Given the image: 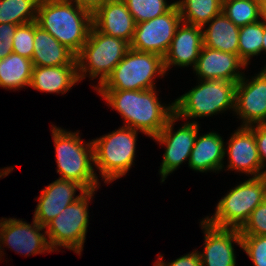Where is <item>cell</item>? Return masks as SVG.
<instances>
[{"label":"cell","mask_w":266,"mask_h":266,"mask_svg":"<svg viewBox=\"0 0 266 266\" xmlns=\"http://www.w3.org/2000/svg\"><path fill=\"white\" fill-rule=\"evenodd\" d=\"M227 144L228 147L224 149L229 160L227 170H236L251 177L262 176L254 132L249 127H238Z\"/></svg>","instance_id":"cell-16"},{"label":"cell","mask_w":266,"mask_h":266,"mask_svg":"<svg viewBox=\"0 0 266 266\" xmlns=\"http://www.w3.org/2000/svg\"><path fill=\"white\" fill-rule=\"evenodd\" d=\"M264 37V20L250 23L240 27L238 41V55L240 59L249 65L254 56L262 52V41Z\"/></svg>","instance_id":"cell-28"},{"label":"cell","mask_w":266,"mask_h":266,"mask_svg":"<svg viewBox=\"0 0 266 266\" xmlns=\"http://www.w3.org/2000/svg\"><path fill=\"white\" fill-rule=\"evenodd\" d=\"M33 67L32 60L12 52L0 60V87L9 90L28 87Z\"/></svg>","instance_id":"cell-24"},{"label":"cell","mask_w":266,"mask_h":266,"mask_svg":"<svg viewBox=\"0 0 266 266\" xmlns=\"http://www.w3.org/2000/svg\"><path fill=\"white\" fill-rule=\"evenodd\" d=\"M79 195H75L76 191ZM87 190L77 182L58 178L46 186L39 196L33 219L45 227L66 206L78 200Z\"/></svg>","instance_id":"cell-15"},{"label":"cell","mask_w":266,"mask_h":266,"mask_svg":"<svg viewBox=\"0 0 266 266\" xmlns=\"http://www.w3.org/2000/svg\"><path fill=\"white\" fill-rule=\"evenodd\" d=\"M262 19L266 22V0L262 2Z\"/></svg>","instance_id":"cell-38"},{"label":"cell","mask_w":266,"mask_h":266,"mask_svg":"<svg viewBox=\"0 0 266 266\" xmlns=\"http://www.w3.org/2000/svg\"><path fill=\"white\" fill-rule=\"evenodd\" d=\"M234 113L242 119V127L266 124V75L261 71L237 82Z\"/></svg>","instance_id":"cell-13"},{"label":"cell","mask_w":266,"mask_h":266,"mask_svg":"<svg viewBox=\"0 0 266 266\" xmlns=\"http://www.w3.org/2000/svg\"><path fill=\"white\" fill-rule=\"evenodd\" d=\"M78 82L77 65L34 66L29 86L41 92L65 94Z\"/></svg>","instance_id":"cell-22"},{"label":"cell","mask_w":266,"mask_h":266,"mask_svg":"<svg viewBox=\"0 0 266 266\" xmlns=\"http://www.w3.org/2000/svg\"><path fill=\"white\" fill-rule=\"evenodd\" d=\"M136 24L146 22L168 12L175 4L167 0H123Z\"/></svg>","instance_id":"cell-29"},{"label":"cell","mask_w":266,"mask_h":266,"mask_svg":"<svg viewBox=\"0 0 266 266\" xmlns=\"http://www.w3.org/2000/svg\"><path fill=\"white\" fill-rule=\"evenodd\" d=\"M163 256L159 255L154 266H202V262L198 251L195 249L193 252L177 258L169 263L163 262Z\"/></svg>","instance_id":"cell-35"},{"label":"cell","mask_w":266,"mask_h":266,"mask_svg":"<svg viewBox=\"0 0 266 266\" xmlns=\"http://www.w3.org/2000/svg\"><path fill=\"white\" fill-rule=\"evenodd\" d=\"M261 72L266 75V65L264 66L263 69H261Z\"/></svg>","instance_id":"cell-40"},{"label":"cell","mask_w":266,"mask_h":266,"mask_svg":"<svg viewBox=\"0 0 266 266\" xmlns=\"http://www.w3.org/2000/svg\"><path fill=\"white\" fill-rule=\"evenodd\" d=\"M203 28L181 22L171 42L167 54L163 57L167 72L171 66L195 67L203 47Z\"/></svg>","instance_id":"cell-18"},{"label":"cell","mask_w":266,"mask_h":266,"mask_svg":"<svg viewBox=\"0 0 266 266\" xmlns=\"http://www.w3.org/2000/svg\"><path fill=\"white\" fill-rule=\"evenodd\" d=\"M245 67L239 55L203 46L193 71L199 80L224 79L237 83L244 76L239 70Z\"/></svg>","instance_id":"cell-17"},{"label":"cell","mask_w":266,"mask_h":266,"mask_svg":"<svg viewBox=\"0 0 266 266\" xmlns=\"http://www.w3.org/2000/svg\"><path fill=\"white\" fill-rule=\"evenodd\" d=\"M40 0H0V24L23 25L37 20Z\"/></svg>","instance_id":"cell-26"},{"label":"cell","mask_w":266,"mask_h":266,"mask_svg":"<svg viewBox=\"0 0 266 266\" xmlns=\"http://www.w3.org/2000/svg\"><path fill=\"white\" fill-rule=\"evenodd\" d=\"M74 2L78 7L84 8L92 14L108 0H69Z\"/></svg>","instance_id":"cell-36"},{"label":"cell","mask_w":266,"mask_h":266,"mask_svg":"<svg viewBox=\"0 0 266 266\" xmlns=\"http://www.w3.org/2000/svg\"><path fill=\"white\" fill-rule=\"evenodd\" d=\"M138 131L122 126L116 131L92 140L94 166L104 183L126 175L134 163Z\"/></svg>","instance_id":"cell-6"},{"label":"cell","mask_w":266,"mask_h":266,"mask_svg":"<svg viewBox=\"0 0 266 266\" xmlns=\"http://www.w3.org/2000/svg\"><path fill=\"white\" fill-rule=\"evenodd\" d=\"M37 24L77 55L92 27V13L69 0H40Z\"/></svg>","instance_id":"cell-2"},{"label":"cell","mask_w":266,"mask_h":266,"mask_svg":"<svg viewBox=\"0 0 266 266\" xmlns=\"http://www.w3.org/2000/svg\"><path fill=\"white\" fill-rule=\"evenodd\" d=\"M264 181H265V184H266V172L264 174Z\"/></svg>","instance_id":"cell-41"},{"label":"cell","mask_w":266,"mask_h":266,"mask_svg":"<svg viewBox=\"0 0 266 266\" xmlns=\"http://www.w3.org/2000/svg\"><path fill=\"white\" fill-rule=\"evenodd\" d=\"M225 143L216 132L197 134L188 166L198 172L221 171L224 168Z\"/></svg>","instance_id":"cell-20"},{"label":"cell","mask_w":266,"mask_h":266,"mask_svg":"<svg viewBox=\"0 0 266 266\" xmlns=\"http://www.w3.org/2000/svg\"><path fill=\"white\" fill-rule=\"evenodd\" d=\"M182 22L176 4L165 14L136 24L130 48L139 52L154 53L164 57Z\"/></svg>","instance_id":"cell-11"},{"label":"cell","mask_w":266,"mask_h":266,"mask_svg":"<svg viewBox=\"0 0 266 266\" xmlns=\"http://www.w3.org/2000/svg\"><path fill=\"white\" fill-rule=\"evenodd\" d=\"M175 4L182 22L201 28L222 12L221 0H179Z\"/></svg>","instance_id":"cell-25"},{"label":"cell","mask_w":266,"mask_h":266,"mask_svg":"<svg viewBox=\"0 0 266 266\" xmlns=\"http://www.w3.org/2000/svg\"><path fill=\"white\" fill-rule=\"evenodd\" d=\"M33 66L77 65L76 55L34 21Z\"/></svg>","instance_id":"cell-21"},{"label":"cell","mask_w":266,"mask_h":266,"mask_svg":"<svg viewBox=\"0 0 266 266\" xmlns=\"http://www.w3.org/2000/svg\"><path fill=\"white\" fill-rule=\"evenodd\" d=\"M266 53V22L264 21V37L262 41V52Z\"/></svg>","instance_id":"cell-37"},{"label":"cell","mask_w":266,"mask_h":266,"mask_svg":"<svg viewBox=\"0 0 266 266\" xmlns=\"http://www.w3.org/2000/svg\"><path fill=\"white\" fill-rule=\"evenodd\" d=\"M222 12L238 27L262 19V2L259 0H226Z\"/></svg>","instance_id":"cell-27"},{"label":"cell","mask_w":266,"mask_h":266,"mask_svg":"<svg viewBox=\"0 0 266 266\" xmlns=\"http://www.w3.org/2000/svg\"><path fill=\"white\" fill-rule=\"evenodd\" d=\"M0 239H1V219H0ZM2 247H1V243H0V258L2 257V253L3 251H1Z\"/></svg>","instance_id":"cell-39"},{"label":"cell","mask_w":266,"mask_h":266,"mask_svg":"<svg viewBox=\"0 0 266 266\" xmlns=\"http://www.w3.org/2000/svg\"><path fill=\"white\" fill-rule=\"evenodd\" d=\"M32 224L16 218H1V246L24 256L54 252L48 242L45 227L33 219ZM40 231H44L41 233Z\"/></svg>","instance_id":"cell-12"},{"label":"cell","mask_w":266,"mask_h":266,"mask_svg":"<svg viewBox=\"0 0 266 266\" xmlns=\"http://www.w3.org/2000/svg\"><path fill=\"white\" fill-rule=\"evenodd\" d=\"M180 120L174 114L166 123L160 133L152 139L166 148L160 165L159 174L161 182H164L170 173H173L183 162L190 159L192 148L199 131L197 121H187L181 124L177 131H173L175 122Z\"/></svg>","instance_id":"cell-10"},{"label":"cell","mask_w":266,"mask_h":266,"mask_svg":"<svg viewBox=\"0 0 266 266\" xmlns=\"http://www.w3.org/2000/svg\"><path fill=\"white\" fill-rule=\"evenodd\" d=\"M187 93L174 100V114L179 119L208 117L235 108V82L224 79L199 80Z\"/></svg>","instance_id":"cell-5"},{"label":"cell","mask_w":266,"mask_h":266,"mask_svg":"<svg viewBox=\"0 0 266 266\" xmlns=\"http://www.w3.org/2000/svg\"><path fill=\"white\" fill-rule=\"evenodd\" d=\"M242 248L254 266H266V236L241 235Z\"/></svg>","instance_id":"cell-31"},{"label":"cell","mask_w":266,"mask_h":266,"mask_svg":"<svg viewBox=\"0 0 266 266\" xmlns=\"http://www.w3.org/2000/svg\"><path fill=\"white\" fill-rule=\"evenodd\" d=\"M95 191L84 192L78 200L66 206L45 226V233L53 251L64 247L81 255L89 225V200H92Z\"/></svg>","instance_id":"cell-9"},{"label":"cell","mask_w":266,"mask_h":266,"mask_svg":"<svg viewBox=\"0 0 266 266\" xmlns=\"http://www.w3.org/2000/svg\"><path fill=\"white\" fill-rule=\"evenodd\" d=\"M93 26L103 34L132 41L136 22L123 0H108L92 14Z\"/></svg>","instance_id":"cell-19"},{"label":"cell","mask_w":266,"mask_h":266,"mask_svg":"<svg viewBox=\"0 0 266 266\" xmlns=\"http://www.w3.org/2000/svg\"><path fill=\"white\" fill-rule=\"evenodd\" d=\"M204 232V250L199 252L202 266H237L234 243L242 248V236L239 229L221 228L201 222Z\"/></svg>","instance_id":"cell-14"},{"label":"cell","mask_w":266,"mask_h":266,"mask_svg":"<svg viewBox=\"0 0 266 266\" xmlns=\"http://www.w3.org/2000/svg\"><path fill=\"white\" fill-rule=\"evenodd\" d=\"M265 200L264 175L252 177L230 189L219 200L214 215L204 219L216 227L240 229L251 212Z\"/></svg>","instance_id":"cell-8"},{"label":"cell","mask_w":266,"mask_h":266,"mask_svg":"<svg viewBox=\"0 0 266 266\" xmlns=\"http://www.w3.org/2000/svg\"><path fill=\"white\" fill-rule=\"evenodd\" d=\"M51 126L59 178L77 182L87 191L97 190L100 183L94 169L92 141L84 142L78 132Z\"/></svg>","instance_id":"cell-3"},{"label":"cell","mask_w":266,"mask_h":266,"mask_svg":"<svg viewBox=\"0 0 266 266\" xmlns=\"http://www.w3.org/2000/svg\"><path fill=\"white\" fill-rule=\"evenodd\" d=\"M129 49L130 44L127 41L103 34L92 25L87 41L76 55L79 82L87 75L91 80L99 78L98 85L93 86L96 90L110 76Z\"/></svg>","instance_id":"cell-4"},{"label":"cell","mask_w":266,"mask_h":266,"mask_svg":"<svg viewBox=\"0 0 266 266\" xmlns=\"http://www.w3.org/2000/svg\"><path fill=\"white\" fill-rule=\"evenodd\" d=\"M165 74L164 59L161 55L130 48L110 76L96 90L154 89L155 77H163Z\"/></svg>","instance_id":"cell-7"},{"label":"cell","mask_w":266,"mask_h":266,"mask_svg":"<svg viewBox=\"0 0 266 266\" xmlns=\"http://www.w3.org/2000/svg\"><path fill=\"white\" fill-rule=\"evenodd\" d=\"M17 26L10 23L0 24V60L13 52V36L16 33Z\"/></svg>","instance_id":"cell-33"},{"label":"cell","mask_w":266,"mask_h":266,"mask_svg":"<svg viewBox=\"0 0 266 266\" xmlns=\"http://www.w3.org/2000/svg\"><path fill=\"white\" fill-rule=\"evenodd\" d=\"M12 49L14 53L32 60L34 51V21L18 25L13 36Z\"/></svg>","instance_id":"cell-30"},{"label":"cell","mask_w":266,"mask_h":266,"mask_svg":"<svg viewBox=\"0 0 266 266\" xmlns=\"http://www.w3.org/2000/svg\"><path fill=\"white\" fill-rule=\"evenodd\" d=\"M239 231L241 235L266 236V200L251 212L248 220Z\"/></svg>","instance_id":"cell-32"},{"label":"cell","mask_w":266,"mask_h":266,"mask_svg":"<svg viewBox=\"0 0 266 266\" xmlns=\"http://www.w3.org/2000/svg\"><path fill=\"white\" fill-rule=\"evenodd\" d=\"M210 23V24H209ZM203 30V46L237 54L240 27L236 26L223 12L216 15Z\"/></svg>","instance_id":"cell-23"},{"label":"cell","mask_w":266,"mask_h":266,"mask_svg":"<svg viewBox=\"0 0 266 266\" xmlns=\"http://www.w3.org/2000/svg\"><path fill=\"white\" fill-rule=\"evenodd\" d=\"M249 128L254 132L263 176L266 172L264 169L266 166V124H257L250 126Z\"/></svg>","instance_id":"cell-34"},{"label":"cell","mask_w":266,"mask_h":266,"mask_svg":"<svg viewBox=\"0 0 266 266\" xmlns=\"http://www.w3.org/2000/svg\"><path fill=\"white\" fill-rule=\"evenodd\" d=\"M155 89L96 91L121 115L124 126L153 138L174 115V102L169 106L161 104Z\"/></svg>","instance_id":"cell-1"}]
</instances>
